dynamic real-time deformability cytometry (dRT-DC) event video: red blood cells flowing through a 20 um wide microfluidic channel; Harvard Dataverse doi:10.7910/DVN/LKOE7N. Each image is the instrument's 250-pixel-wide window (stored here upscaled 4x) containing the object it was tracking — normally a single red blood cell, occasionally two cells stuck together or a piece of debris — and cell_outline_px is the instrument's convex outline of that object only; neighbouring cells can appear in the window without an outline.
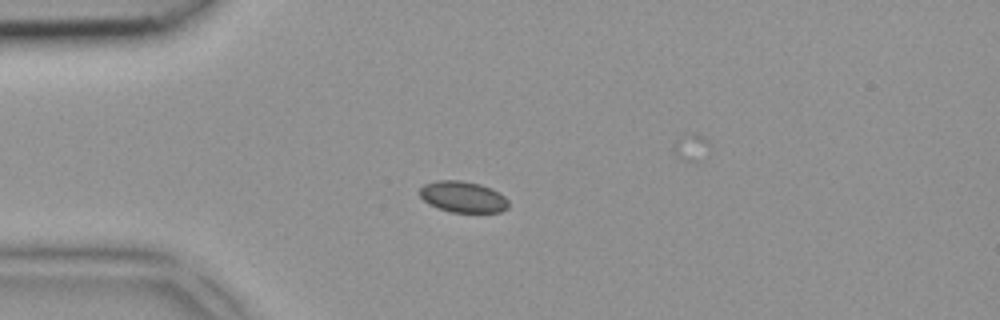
{"species": "common noctule bat (a hibernating species)", "species_latin": "Nyctalus noctula", "temperature_condition": "room temperature", "stored_images_in_passage": 3, "camera_frame_rate_fps": 3000, "um_per_image_px": 0.085, "animal": {"sex": "female", "body_mass_g": 18.4}, "frame": {"image": 1, "passage_image": 2, "time_ms": 0.333, "image_size_px": [1000, 320], "cell_outline_px": [[508, 208], [500, 212], [452, 212], [428, 204], [420, 196], [420, 188], [424, 184], [436, 180], [460, 180], [480, 184], [492, 188], [504, 196], [508, 200]], "centroid_in_image_um": [39.35, 16.72], "position_along_channel_um": 45.6, "area_um2": 16.13}}